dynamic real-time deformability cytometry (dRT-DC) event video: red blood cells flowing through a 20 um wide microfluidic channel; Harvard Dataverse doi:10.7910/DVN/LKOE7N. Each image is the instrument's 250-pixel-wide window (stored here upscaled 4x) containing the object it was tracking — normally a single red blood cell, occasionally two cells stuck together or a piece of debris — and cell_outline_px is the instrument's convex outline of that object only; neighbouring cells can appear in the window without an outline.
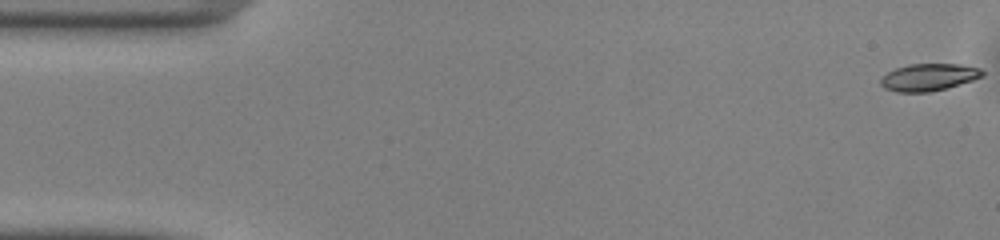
{"species": "common noctule bat (a hibernating species)", "species_latin": "Nyctalus noctula", "temperature_condition": "warm", "stored_images_in_passage": 9, "camera_frame_rate_fps": 3000, "um_per_image_px": 0.085, "animal": {"sex": "male", "body_mass_g": 13.0, "forearm_length_mm": 53.1}, "frame": {"image": 1, "passage_image": 1, "time_ms": 0.0, "image_size_px": [1000, 240], "cell_outline_px": [[984, 76], [972, 80], [944, 88], [928, 92], [896, 92], [884, 88], [880, 84], [880, 80], [888, 72], [896, 68], [908, 64], [960, 64], [980, 68], [984, 72]], "centroid_in_image_um": [78.93, 6.55], "position_along_channel_um": 6.1, "area_um2": 15.95}}